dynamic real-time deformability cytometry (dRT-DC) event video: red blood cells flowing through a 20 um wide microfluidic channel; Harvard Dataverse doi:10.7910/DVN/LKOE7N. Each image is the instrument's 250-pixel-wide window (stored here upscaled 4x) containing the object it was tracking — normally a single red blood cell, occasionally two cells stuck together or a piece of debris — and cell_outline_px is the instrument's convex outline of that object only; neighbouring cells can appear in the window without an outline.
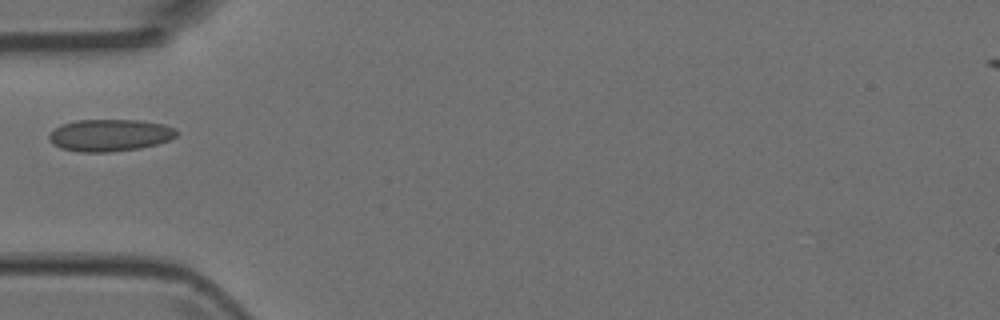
{"species": "Egyptian fruit bat (a non-hibernating species)", "species_latin": "Rousettus aegyptiacus", "temperature_condition": "room temperature", "stored_images_in_passage": 6, "camera_frame_rate_fps": 3000, "um_per_image_px": 0.085, "animal": {"sex": "female"}, "frame": {"image": 1, "passage_image": 5, "time_ms": 1.333, "image_size_px": [1000, 320], "cell_outline_px": [[176, 136], [168, 140], [156, 144], [140, 148], [112, 152], [80, 152], [60, 148], [48, 140], [48, 136], [60, 124], [76, 120], [140, 120], [164, 124], [176, 128]], "centroid_in_image_um": [9.32, 11.49], "position_along_channel_um": 75.7, "area_um2": 23.87}}
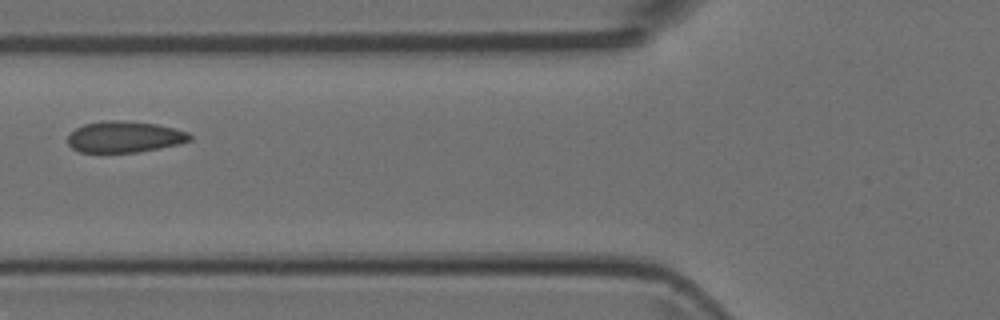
{"frame": {"image": 2, "passage_image": 6, "time_ms": 1.667, "image_size_px": [1000, 320], "cell_outline_px": [[192, 140], [180, 144], [140, 152], [80, 152], [72, 148], [68, 144], [68, 136], [76, 128], [84, 124], [104, 120], [124, 120], [156, 124], [188, 132], [192, 136]], "centroid_in_image_um": [10.6, 11.63], "position_along_channel_um": 115.2, "area_um2": 22.31}}